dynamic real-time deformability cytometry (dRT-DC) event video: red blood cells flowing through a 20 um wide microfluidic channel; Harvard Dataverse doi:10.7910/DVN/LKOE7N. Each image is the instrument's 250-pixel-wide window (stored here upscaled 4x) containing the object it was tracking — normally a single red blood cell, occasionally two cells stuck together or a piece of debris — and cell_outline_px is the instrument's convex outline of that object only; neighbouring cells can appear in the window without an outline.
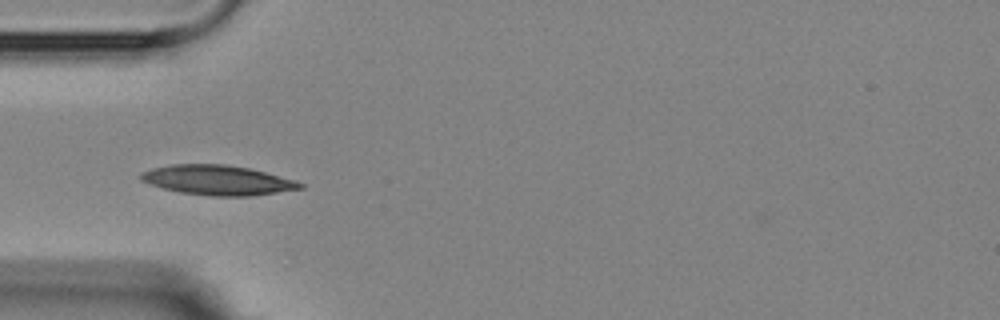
{"species": "Egyptian fruit bat (a non-hibernating species)", "species_latin": "Rousettus aegyptiacus", "temperature_condition": "room temperature", "stored_images_in_passage": 4, "camera_frame_rate_fps": 3000, "um_per_image_px": 0.085, "animal": {"sex": "female"}, "frame": {"image": 1, "passage_image": 4, "time_ms": 4.0, "image_size_px": [1000, 320], "cell_outline_px": [[304, 188], [252, 196], [208, 196], [180, 192], [164, 188], [140, 180], [140, 172], [152, 168], [172, 164], [224, 164], [248, 168], [264, 172], [292, 180], [304, 184]], "centroid_in_image_um": [18.46, 15.31], "position_along_channel_um": 66.5, "area_um2": 27.4}}